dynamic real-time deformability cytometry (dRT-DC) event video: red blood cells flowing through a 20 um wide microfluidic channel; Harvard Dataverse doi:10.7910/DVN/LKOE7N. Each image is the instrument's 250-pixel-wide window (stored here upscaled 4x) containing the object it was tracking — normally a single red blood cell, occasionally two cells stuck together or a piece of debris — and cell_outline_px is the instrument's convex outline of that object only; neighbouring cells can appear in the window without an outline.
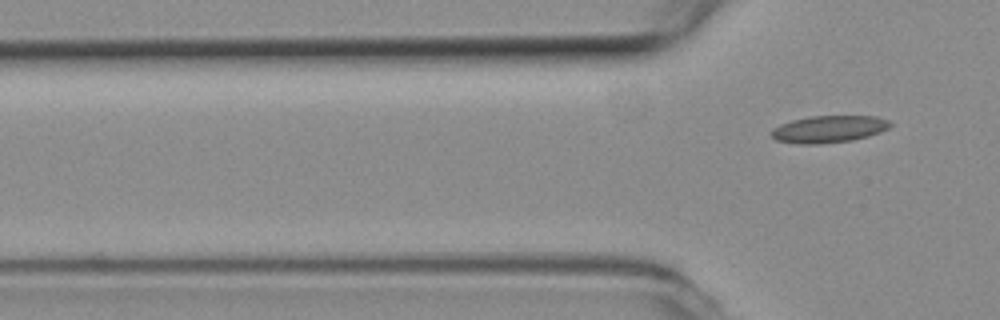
{"species": "common noctule bat (a hibernating species)", "species_latin": "Nyctalus noctula", "temperature_condition": "room temperature", "stored_images_in_passage": 5, "segment_of_instrument_passage": [2, 2], "camera_frame_rate_fps": 3000, "um_per_image_px": 0.085, "animal": {"sex": "female", "body_mass_g": 19.3, "forearm_length_mm": 54.1}, "frame": {"image": 1, "passage_image": 5, "time_ms": 1.333, "image_size_px": [1000, 320], "cell_outline_px": [[892, 124], [888, 128], [880, 132], [868, 136], [852, 140], [816, 144], [796, 144], [776, 140], [772, 136], [772, 128], [780, 124], [792, 120], [812, 116], [876, 116], [888, 120]], "centroid_in_image_um": [70.44, 10.97], "position_along_channel_um": 55.4, "area_um2": 18.67}}